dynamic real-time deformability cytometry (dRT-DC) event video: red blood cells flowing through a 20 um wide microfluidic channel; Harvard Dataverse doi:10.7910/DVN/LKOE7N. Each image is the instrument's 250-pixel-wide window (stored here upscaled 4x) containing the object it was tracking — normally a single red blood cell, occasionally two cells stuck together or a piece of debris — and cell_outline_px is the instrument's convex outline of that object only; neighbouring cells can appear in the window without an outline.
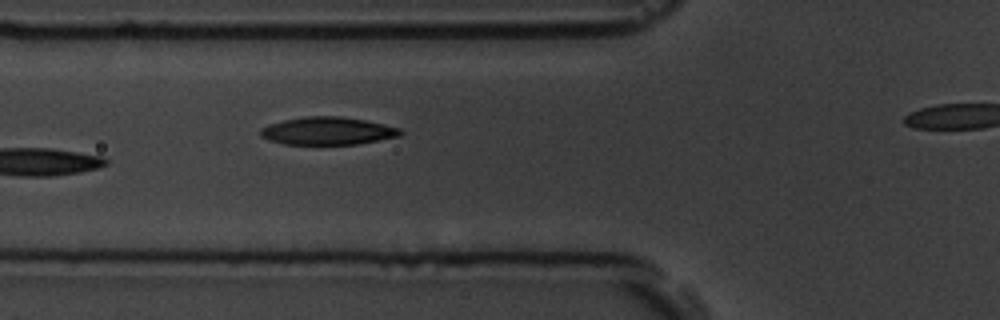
{"species": "common noctule bat (a hibernating species)", "species_latin": "Nyctalus noctula", "temperature_condition": "room temperature", "stored_images_in_passage": 7, "segment_of_instrument_passage": [1, 2], "camera_frame_rate_fps": 3000, "um_per_image_px": 0.085, "animal": {"sex": "male", "body_mass_g": 19.5, "forearm_length_mm": 54.6}, "frame": {"image": 1, "passage_image": 6, "time_ms": 5.667, "image_size_px": [1000, 320], "cell_outline_px": [[404, 132], [400, 136], [356, 144], [284, 144], [268, 140], [260, 136], [260, 128], [268, 124], [284, 120], [304, 116], [340, 116], [364, 120], [384, 124], [400, 128]], "centroid_in_image_um": [27.83, 11.12], "position_along_channel_um": 98.0, "area_um2": 22.66}}